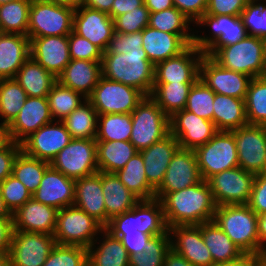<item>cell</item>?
I'll return each mask as SVG.
<instances>
[{"label": "cell", "mask_w": 266, "mask_h": 266, "mask_svg": "<svg viewBox=\"0 0 266 266\" xmlns=\"http://www.w3.org/2000/svg\"><path fill=\"white\" fill-rule=\"evenodd\" d=\"M160 201L168 228L212 221L217 207L209 184L203 179L193 186L165 194Z\"/></svg>", "instance_id": "cell-1"}, {"label": "cell", "mask_w": 266, "mask_h": 266, "mask_svg": "<svg viewBox=\"0 0 266 266\" xmlns=\"http://www.w3.org/2000/svg\"><path fill=\"white\" fill-rule=\"evenodd\" d=\"M101 71L106 79L132 86L145 96L153 91L155 65L142 47L126 54L103 53Z\"/></svg>", "instance_id": "cell-2"}, {"label": "cell", "mask_w": 266, "mask_h": 266, "mask_svg": "<svg viewBox=\"0 0 266 266\" xmlns=\"http://www.w3.org/2000/svg\"><path fill=\"white\" fill-rule=\"evenodd\" d=\"M213 220L243 253L260 254L258 215L247 205H220Z\"/></svg>", "instance_id": "cell-3"}, {"label": "cell", "mask_w": 266, "mask_h": 266, "mask_svg": "<svg viewBox=\"0 0 266 266\" xmlns=\"http://www.w3.org/2000/svg\"><path fill=\"white\" fill-rule=\"evenodd\" d=\"M210 57L223 68L251 78L266 74V50L262 38L247 35L235 44L218 48Z\"/></svg>", "instance_id": "cell-4"}, {"label": "cell", "mask_w": 266, "mask_h": 266, "mask_svg": "<svg viewBox=\"0 0 266 266\" xmlns=\"http://www.w3.org/2000/svg\"><path fill=\"white\" fill-rule=\"evenodd\" d=\"M75 8L51 1L31 0L27 36L69 35L73 31Z\"/></svg>", "instance_id": "cell-5"}, {"label": "cell", "mask_w": 266, "mask_h": 266, "mask_svg": "<svg viewBox=\"0 0 266 266\" xmlns=\"http://www.w3.org/2000/svg\"><path fill=\"white\" fill-rule=\"evenodd\" d=\"M131 116L130 142L139 152L170 133L169 117L150 96L143 98Z\"/></svg>", "instance_id": "cell-6"}, {"label": "cell", "mask_w": 266, "mask_h": 266, "mask_svg": "<svg viewBox=\"0 0 266 266\" xmlns=\"http://www.w3.org/2000/svg\"><path fill=\"white\" fill-rule=\"evenodd\" d=\"M194 151L201 178L205 181L224 170L239 167L232 131H218L206 144L197 147Z\"/></svg>", "instance_id": "cell-7"}, {"label": "cell", "mask_w": 266, "mask_h": 266, "mask_svg": "<svg viewBox=\"0 0 266 266\" xmlns=\"http://www.w3.org/2000/svg\"><path fill=\"white\" fill-rule=\"evenodd\" d=\"M104 227L76 206L58 210L54 238L56 244L76 245L89 248L95 244L96 234L102 233Z\"/></svg>", "instance_id": "cell-8"}, {"label": "cell", "mask_w": 266, "mask_h": 266, "mask_svg": "<svg viewBox=\"0 0 266 266\" xmlns=\"http://www.w3.org/2000/svg\"><path fill=\"white\" fill-rule=\"evenodd\" d=\"M145 95L138 89L101 76L87 98L98 115L131 114Z\"/></svg>", "instance_id": "cell-9"}, {"label": "cell", "mask_w": 266, "mask_h": 266, "mask_svg": "<svg viewBox=\"0 0 266 266\" xmlns=\"http://www.w3.org/2000/svg\"><path fill=\"white\" fill-rule=\"evenodd\" d=\"M50 165L73 180L98 172L97 141L95 139H72L56 155Z\"/></svg>", "instance_id": "cell-10"}, {"label": "cell", "mask_w": 266, "mask_h": 266, "mask_svg": "<svg viewBox=\"0 0 266 266\" xmlns=\"http://www.w3.org/2000/svg\"><path fill=\"white\" fill-rule=\"evenodd\" d=\"M197 24H207L212 28V37L194 35L193 45L206 56H211L218 48L235 44L248 35L240 16L204 14Z\"/></svg>", "instance_id": "cell-11"}, {"label": "cell", "mask_w": 266, "mask_h": 266, "mask_svg": "<svg viewBox=\"0 0 266 266\" xmlns=\"http://www.w3.org/2000/svg\"><path fill=\"white\" fill-rule=\"evenodd\" d=\"M254 178V174L235 167L211 176L207 183L216 206L238 205L248 203Z\"/></svg>", "instance_id": "cell-12"}, {"label": "cell", "mask_w": 266, "mask_h": 266, "mask_svg": "<svg viewBox=\"0 0 266 266\" xmlns=\"http://www.w3.org/2000/svg\"><path fill=\"white\" fill-rule=\"evenodd\" d=\"M232 132L239 167L254 175L266 172V126L247 124Z\"/></svg>", "instance_id": "cell-13"}, {"label": "cell", "mask_w": 266, "mask_h": 266, "mask_svg": "<svg viewBox=\"0 0 266 266\" xmlns=\"http://www.w3.org/2000/svg\"><path fill=\"white\" fill-rule=\"evenodd\" d=\"M55 245L53 235L13 231L8 253L11 266H42Z\"/></svg>", "instance_id": "cell-14"}, {"label": "cell", "mask_w": 266, "mask_h": 266, "mask_svg": "<svg viewBox=\"0 0 266 266\" xmlns=\"http://www.w3.org/2000/svg\"><path fill=\"white\" fill-rule=\"evenodd\" d=\"M72 140L62 121L49 122L25 138L21 150L34 158L51 163Z\"/></svg>", "instance_id": "cell-15"}, {"label": "cell", "mask_w": 266, "mask_h": 266, "mask_svg": "<svg viewBox=\"0 0 266 266\" xmlns=\"http://www.w3.org/2000/svg\"><path fill=\"white\" fill-rule=\"evenodd\" d=\"M199 79L215 93L245 100L252 78L223 68L210 56L204 54L199 66Z\"/></svg>", "instance_id": "cell-16"}, {"label": "cell", "mask_w": 266, "mask_h": 266, "mask_svg": "<svg viewBox=\"0 0 266 266\" xmlns=\"http://www.w3.org/2000/svg\"><path fill=\"white\" fill-rule=\"evenodd\" d=\"M202 180L194 150L178 148L173 154L161 185L155 190V199L165 194L193 186Z\"/></svg>", "instance_id": "cell-17"}, {"label": "cell", "mask_w": 266, "mask_h": 266, "mask_svg": "<svg viewBox=\"0 0 266 266\" xmlns=\"http://www.w3.org/2000/svg\"><path fill=\"white\" fill-rule=\"evenodd\" d=\"M169 124L170 133L177 139L179 147L190 150L206 144L218 132L214 122L185 109L174 113Z\"/></svg>", "instance_id": "cell-18"}, {"label": "cell", "mask_w": 266, "mask_h": 266, "mask_svg": "<svg viewBox=\"0 0 266 266\" xmlns=\"http://www.w3.org/2000/svg\"><path fill=\"white\" fill-rule=\"evenodd\" d=\"M203 55V51L191 44L179 55L158 62L155 64L154 83L196 82Z\"/></svg>", "instance_id": "cell-19"}, {"label": "cell", "mask_w": 266, "mask_h": 266, "mask_svg": "<svg viewBox=\"0 0 266 266\" xmlns=\"http://www.w3.org/2000/svg\"><path fill=\"white\" fill-rule=\"evenodd\" d=\"M73 31L105 52L115 32L114 20L107 13L80 5L75 8Z\"/></svg>", "instance_id": "cell-20"}, {"label": "cell", "mask_w": 266, "mask_h": 266, "mask_svg": "<svg viewBox=\"0 0 266 266\" xmlns=\"http://www.w3.org/2000/svg\"><path fill=\"white\" fill-rule=\"evenodd\" d=\"M30 57L57 78L71 60L68 35L31 38Z\"/></svg>", "instance_id": "cell-21"}, {"label": "cell", "mask_w": 266, "mask_h": 266, "mask_svg": "<svg viewBox=\"0 0 266 266\" xmlns=\"http://www.w3.org/2000/svg\"><path fill=\"white\" fill-rule=\"evenodd\" d=\"M194 42L193 34H171L152 27L142 30V48L154 65L179 55Z\"/></svg>", "instance_id": "cell-22"}, {"label": "cell", "mask_w": 266, "mask_h": 266, "mask_svg": "<svg viewBox=\"0 0 266 266\" xmlns=\"http://www.w3.org/2000/svg\"><path fill=\"white\" fill-rule=\"evenodd\" d=\"M54 121L47 97H27L15 120L7 127L8 139L21 143L43 125Z\"/></svg>", "instance_id": "cell-23"}, {"label": "cell", "mask_w": 266, "mask_h": 266, "mask_svg": "<svg viewBox=\"0 0 266 266\" xmlns=\"http://www.w3.org/2000/svg\"><path fill=\"white\" fill-rule=\"evenodd\" d=\"M171 248L193 266H213V258L202 237L201 225H179L169 227Z\"/></svg>", "instance_id": "cell-24"}, {"label": "cell", "mask_w": 266, "mask_h": 266, "mask_svg": "<svg viewBox=\"0 0 266 266\" xmlns=\"http://www.w3.org/2000/svg\"><path fill=\"white\" fill-rule=\"evenodd\" d=\"M58 209L29 199L14 213V231L44 233L54 235L56 229Z\"/></svg>", "instance_id": "cell-25"}, {"label": "cell", "mask_w": 266, "mask_h": 266, "mask_svg": "<svg viewBox=\"0 0 266 266\" xmlns=\"http://www.w3.org/2000/svg\"><path fill=\"white\" fill-rule=\"evenodd\" d=\"M75 180L68 178L51 165L46 169L32 198L45 205L62 209L74 205Z\"/></svg>", "instance_id": "cell-26"}, {"label": "cell", "mask_w": 266, "mask_h": 266, "mask_svg": "<svg viewBox=\"0 0 266 266\" xmlns=\"http://www.w3.org/2000/svg\"><path fill=\"white\" fill-rule=\"evenodd\" d=\"M74 206L106 227V208L102 191V172L75 180Z\"/></svg>", "instance_id": "cell-27"}, {"label": "cell", "mask_w": 266, "mask_h": 266, "mask_svg": "<svg viewBox=\"0 0 266 266\" xmlns=\"http://www.w3.org/2000/svg\"><path fill=\"white\" fill-rule=\"evenodd\" d=\"M179 148L177 139L169 133L163 139L140 151L148 183L156 190L162 183L173 154Z\"/></svg>", "instance_id": "cell-28"}, {"label": "cell", "mask_w": 266, "mask_h": 266, "mask_svg": "<svg viewBox=\"0 0 266 266\" xmlns=\"http://www.w3.org/2000/svg\"><path fill=\"white\" fill-rule=\"evenodd\" d=\"M101 62L71 59L57 77V81L63 86L81 93L87 99L102 76Z\"/></svg>", "instance_id": "cell-29"}, {"label": "cell", "mask_w": 266, "mask_h": 266, "mask_svg": "<svg viewBox=\"0 0 266 266\" xmlns=\"http://www.w3.org/2000/svg\"><path fill=\"white\" fill-rule=\"evenodd\" d=\"M30 57V39L17 33L0 32V79L15 78Z\"/></svg>", "instance_id": "cell-30"}, {"label": "cell", "mask_w": 266, "mask_h": 266, "mask_svg": "<svg viewBox=\"0 0 266 266\" xmlns=\"http://www.w3.org/2000/svg\"><path fill=\"white\" fill-rule=\"evenodd\" d=\"M102 191L106 208V226L113 217L131 210L140 201L115 173L102 172Z\"/></svg>", "instance_id": "cell-31"}, {"label": "cell", "mask_w": 266, "mask_h": 266, "mask_svg": "<svg viewBox=\"0 0 266 266\" xmlns=\"http://www.w3.org/2000/svg\"><path fill=\"white\" fill-rule=\"evenodd\" d=\"M213 122L218 131H232L248 124L245 100L215 93Z\"/></svg>", "instance_id": "cell-32"}, {"label": "cell", "mask_w": 266, "mask_h": 266, "mask_svg": "<svg viewBox=\"0 0 266 266\" xmlns=\"http://www.w3.org/2000/svg\"><path fill=\"white\" fill-rule=\"evenodd\" d=\"M16 81L29 97H47L57 78L29 57L18 70Z\"/></svg>", "instance_id": "cell-33"}, {"label": "cell", "mask_w": 266, "mask_h": 266, "mask_svg": "<svg viewBox=\"0 0 266 266\" xmlns=\"http://www.w3.org/2000/svg\"><path fill=\"white\" fill-rule=\"evenodd\" d=\"M201 232L214 264L233 261L244 254L214 220L202 223Z\"/></svg>", "instance_id": "cell-34"}, {"label": "cell", "mask_w": 266, "mask_h": 266, "mask_svg": "<svg viewBox=\"0 0 266 266\" xmlns=\"http://www.w3.org/2000/svg\"><path fill=\"white\" fill-rule=\"evenodd\" d=\"M138 152L130 141H97L99 172L116 173Z\"/></svg>", "instance_id": "cell-35"}, {"label": "cell", "mask_w": 266, "mask_h": 266, "mask_svg": "<svg viewBox=\"0 0 266 266\" xmlns=\"http://www.w3.org/2000/svg\"><path fill=\"white\" fill-rule=\"evenodd\" d=\"M102 233L105 239L100 246L95 249L92 244L88 248V266H129L130 256L120 239L105 228Z\"/></svg>", "instance_id": "cell-36"}, {"label": "cell", "mask_w": 266, "mask_h": 266, "mask_svg": "<svg viewBox=\"0 0 266 266\" xmlns=\"http://www.w3.org/2000/svg\"><path fill=\"white\" fill-rule=\"evenodd\" d=\"M195 82L154 83L150 97L170 118L185 109L189 91Z\"/></svg>", "instance_id": "cell-37"}, {"label": "cell", "mask_w": 266, "mask_h": 266, "mask_svg": "<svg viewBox=\"0 0 266 266\" xmlns=\"http://www.w3.org/2000/svg\"><path fill=\"white\" fill-rule=\"evenodd\" d=\"M119 180L140 200L155 198V189L148 183L144 161L140 152L115 173Z\"/></svg>", "instance_id": "cell-38"}, {"label": "cell", "mask_w": 266, "mask_h": 266, "mask_svg": "<svg viewBox=\"0 0 266 266\" xmlns=\"http://www.w3.org/2000/svg\"><path fill=\"white\" fill-rule=\"evenodd\" d=\"M62 122L72 139H96L98 113L88 99Z\"/></svg>", "instance_id": "cell-39"}, {"label": "cell", "mask_w": 266, "mask_h": 266, "mask_svg": "<svg viewBox=\"0 0 266 266\" xmlns=\"http://www.w3.org/2000/svg\"><path fill=\"white\" fill-rule=\"evenodd\" d=\"M27 93L15 78L0 79V117L8 127L18 116L27 99Z\"/></svg>", "instance_id": "cell-40"}, {"label": "cell", "mask_w": 266, "mask_h": 266, "mask_svg": "<svg viewBox=\"0 0 266 266\" xmlns=\"http://www.w3.org/2000/svg\"><path fill=\"white\" fill-rule=\"evenodd\" d=\"M137 224V230L144 234L160 236L169 233L161 201L155 198L137 203Z\"/></svg>", "instance_id": "cell-41"}, {"label": "cell", "mask_w": 266, "mask_h": 266, "mask_svg": "<svg viewBox=\"0 0 266 266\" xmlns=\"http://www.w3.org/2000/svg\"><path fill=\"white\" fill-rule=\"evenodd\" d=\"M49 166V162L31 157L21 150L15 158L12 175L33 194Z\"/></svg>", "instance_id": "cell-42"}, {"label": "cell", "mask_w": 266, "mask_h": 266, "mask_svg": "<svg viewBox=\"0 0 266 266\" xmlns=\"http://www.w3.org/2000/svg\"><path fill=\"white\" fill-rule=\"evenodd\" d=\"M31 0H16L0 5V32L27 36Z\"/></svg>", "instance_id": "cell-43"}, {"label": "cell", "mask_w": 266, "mask_h": 266, "mask_svg": "<svg viewBox=\"0 0 266 266\" xmlns=\"http://www.w3.org/2000/svg\"><path fill=\"white\" fill-rule=\"evenodd\" d=\"M98 124L96 141H130L131 114L98 115Z\"/></svg>", "instance_id": "cell-44"}, {"label": "cell", "mask_w": 266, "mask_h": 266, "mask_svg": "<svg viewBox=\"0 0 266 266\" xmlns=\"http://www.w3.org/2000/svg\"><path fill=\"white\" fill-rule=\"evenodd\" d=\"M245 107L248 124L266 126V76L251 79Z\"/></svg>", "instance_id": "cell-45"}, {"label": "cell", "mask_w": 266, "mask_h": 266, "mask_svg": "<svg viewBox=\"0 0 266 266\" xmlns=\"http://www.w3.org/2000/svg\"><path fill=\"white\" fill-rule=\"evenodd\" d=\"M82 97L86 99L81 93L65 87L57 81L47 95L53 120L59 117V121H63L84 102L81 101Z\"/></svg>", "instance_id": "cell-46"}, {"label": "cell", "mask_w": 266, "mask_h": 266, "mask_svg": "<svg viewBox=\"0 0 266 266\" xmlns=\"http://www.w3.org/2000/svg\"><path fill=\"white\" fill-rule=\"evenodd\" d=\"M171 236L164 233L153 237L144 246V251L130 256L129 266H163L165 255L171 248Z\"/></svg>", "instance_id": "cell-47"}, {"label": "cell", "mask_w": 266, "mask_h": 266, "mask_svg": "<svg viewBox=\"0 0 266 266\" xmlns=\"http://www.w3.org/2000/svg\"><path fill=\"white\" fill-rule=\"evenodd\" d=\"M215 92L198 79L189 91L185 110L213 122Z\"/></svg>", "instance_id": "cell-48"}, {"label": "cell", "mask_w": 266, "mask_h": 266, "mask_svg": "<svg viewBox=\"0 0 266 266\" xmlns=\"http://www.w3.org/2000/svg\"><path fill=\"white\" fill-rule=\"evenodd\" d=\"M191 21L176 7L160 12H150L149 27L171 34H191L189 23Z\"/></svg>", "instance_id": "cell-49"}, {"label": "cell", "mask_w": 266, "mask_h": 266, "mask_svg": "<svg viewBox=\"0 0 266 266\" xmlns=\"http://www.w3.org/2000/svg\"><path fill=\"white\" fill-rule=\"evenodd\" d=\"M42 266H88V249L56 244Z\"/></svg>", "instance_id": "cell-50"}, {"label": "cell", "mask_w": 266, "mask_h": 266, "mask_svg": "<svg viewBox=\"0 0 266 266\" xmlns=\"http://www.w3.org/2000/svg\"><path fill=\"white\" fill-rule=\"evenodd\" d=\"M0 193L11 213L32 198V193L12 174L0 183Z\"/></svg>", "instance_id": "cell-51"}, {"label": "cell", "mask_w": 266, "mask_h": 266, "mask_svg": "<svg viewBox=\"0 0 266 266\" xmlns=\"http://www.w3.org/2000/svg\"><path fill=\"white\" fill-rule=\"evenodd\" d=\"M240 17L248 35L266 38V4L249 1Z\"/></svg>", "instance_id": "cell-52"}, {"label": "cell", "mask_w": 266, "mask_h": 266, "mask_svg": "<svg viewBox=\"0 0 266 266\" xmlns=\"http://www.w3.org/2000/svg\"><path fill=\"white\" fill-rule=\"evenodd\" d=\"M149 9L143 4L114 19L115 32L123 34L142 31L149 24Z\"/></svg>", "instance_id": "cell-53"}, {"label": "cell", "mask_w": 266, "mask_h": 266, "mask_svg": "<svg viewBox=\"0 0 266 266\" xmlns=\"http://www.w3.org/2000/svg\"><path fill=\"white\" fill-rule=\"evenodd\" d=\"M70 57L73 60L102 61L103 51L88 39L72 31L68 35Z\"/></svg>", "instance_id": "cell-54"}, {"label": "cell", "mask_w": 266, "mask_h": 266, "mask_svg": "<svg viewBox=\"0 0 266 266\" xmlns=\"http://www.w3.org/2000/svg\"><path fill=\"white\" fill-rule=\"evenodd\" d=\"M142 47V31L123 34L114 32L109 45L103 53H128L129 51H139Z\"/></svg>", "instance_id": "cell-55"}, {"label": "cell", "mask_w": 266, "mask_h": 266, "mask_svg": "<svg viewBox=\"0 0 266 266\" xmlns=\"http://www.w3.org/2000/svg\"><path fill=\"white\" fill-rule=\"evenodd\" d=\"M137 204L129 211L113 217L105 229L110 233L137 232Z\"/></svg>", "instance_id": "cell-56"}, {"label": "cell", "mask_w": 266, "mask_h": 266, "mask_svg": "<svg viewBox=\"0 0 266 266\" xmlns=\"http://www.w3.org/2000/svg\"><path fill=\"white\" fill-rule=\"evenodd\" d=\"M247 205L257 215L266 213V172L255 175Z\"/></svg>", "instance_id": "cell-57"}, {"label": "cell", "mask_w": 266, "mask_h": 266, "mask_svg": "<svg viewBox=\"0 0 266 266\" xmlns=\"http://www.w3.org/2000/svg\"><path fill=\"white\" fill-rule=\"evenodd\" d=\"M248 0H208L205 14L240 16Z\"/></svg>", "instance_id": "cell-58"}, {"label": "cell", "mask_w": 266, "mask_h": 266, "mask_svg": "<svg viewBox=\"0 0 266 266\" xmlns=\"http://www.w3.org/2000/svg\"><path fill=\"white\" fill-rule=\"evenodd\" d=\"M20 151L21 144L12 140L0 147V183L12 174L15 158Z\"/></svg>", "instance_id": "cell-59"}, {"label": "cell", "mask_w": 266, "mask_h": 266, "mask_svg": "<svg viewBox=\"0 0 266 266\" xmlns=\"http://www.w3.org/2000/svg\"><path fill=\"white\" fill-rule=\"evenodd\" d=\"M113 236L118 237L125 247L129 256L135 255L144 251V246L155 236L148 235L140 232L132 233H111Z\"/></svg>", "instance_id": "cell-60"}, {"label": "cell", "mask_w": 266, "mask_h": 266, "mask_svg": "<svg viewBox=\"0 0 266 266\" xmlns=\"http://www.w3.org/2000/svg\"><path fill=\"white\" fill-rule=\"evenodd\" d=\"M173 4L191 22L196 23L206 13L208 0H173Z\"/></svg>", "instance_id": "cell-61"}, {"label": "cell", "mask_w": 266, "mask_h": 266, "mask_svg": "<svg viewBox=\"0 0 266 266\" xmlns=\"http://www.w3.org/2000/svg\"><path fill=\"white\" fill-rule=\"evenodd\" d=\"M266 256L260 254H248L244 253L241 257L236 260L217 263L213 266H265Z\"/></svg>", "instance_id": "cell-62"}, {"label": "cell", "mask_w": 266, "mask_h": 266, "mask_svg": "<svg viewBox=\"0 0 266 266\" xmlns=\"http://www.w3.org/2000/svg\"><path fill=\"white\" fill-rule=\"evenodd\" d=\"M13 231V218H0V254L9 253Z\"/></svg>", "instance_id": "cell-63"}, {"label": "cell", "mask_w": 266, "mask_h": 266, "mask_svg": "<svg viewBox=\"0 0 266 266\" xmlns=\"http://www.w3.org/2000/svg\"><path fill=\"white\" fill-rule=\"evenodd\" d=\"M144 4V0H114L109 16L114 20L117 16L134 10Z\"/></svg>", "instance_id": "cell-64"}, {"label": "cell", "mask_w": 266, "mask_h": 266, "mask_svg": "<svg viewBox=\"0 0 266 266\" xmlns=\"http://www.w3.org/2000/svg\"><path fill=\"white\" fill-rule=\"evenodd\" d=\"M163 266H193L172 248L166 253Z\"/></svg>", "instance_id": "cell-65"}, {"label": "cell", "mask_w": 266, "mask_h": 266, "mask_svg": "<svg viewBox=\"0 0 266 266\" xmlns=\"http://www.w3.org/2000/svg\"><path fill=\"white\" fill-rule=\"evenodd\" d=\"M114 0H83L84 6L109 14Z\"/></svg>", "instance_id": "cell-66"}, {"label": "cell", "mask_w": 266, "mask_h": 266, "mask_svg": "<svg viewBox=\"0 0 266 266\" xmlns=\"http://www.w3.org/2000/svg\"><path fill=\"white\" fill-rule=\"evenodd\" d=\"M149 12H160L174 7L173 0H144Z\"/></svg>", "instance_id": "cell-67"}, {"label": "cell", "mask_w": 266, "mask_h": 266, "mask_svg": "<svg viewBox=\"0 0 266 266\" xmlns=\"http://www.w3.org/2000/svg\"><path fill=\"white\" fill-rule=\"evenodd\" d=\"M258 235L260 242V255L266 256V213L258 215Z\"/></svg>", "instance_id": "cell-68"}, {"label": "cell", "mask_w": 266, "mask_h": 266, "mask_svg": "<svg viewBox=\"0 0 266 266\" xmlns=\"http://www.w3.org/2000/svg\"><path fill=\"white\" fill-rule=\"evenodd\" d=\"M0 218H12V213L6 207L4 200L0 193Z\"/></svg>", "instance_id": "cell-69"}, {"label": "cell", "mask_w": 266, "mask_h": 266, "mask_svg": "<svg viewBox=\"0 0 266 266\" xmlns=\"http://www.w3.org/2000/svg\"><path fill=\"white\" fill-rule=\"evenodd\" d=\"M43 1H51L59 4H65L72 6L74 8L83 4V0H43Z\"/></svg>", "instance_id": "cell-70"}, {"label": "cell", "mask_w": 266, "mask_h": 266, "mask_svg": "<svg viewBox=\"0 0 266 266\" xmlns=\"http://www.w3.org/2000/svg\"><path fill=\"white\" fill-rule=\"evenodd\" d=\"M7 127L0 124V147L3 146L8 141Z\"/></svg>", "instance_id": "cell-71"}, {"label": "cell", "mask_w": 266, "mask_h": 266, "mask_svg": "<svg viewBox=\"0 0 266 266\" xmlns=\"http://www.w3.org/2000/svg\"><path fill=\"white\" fill-rule=\"evenodd\" d=\"M0 266H11V261L8 253L0 254Z\"/></svg>", "instance_id": "cell-72"}, {"label": "cell", "mask_w": 266, "mask_h": 266, "mask_svg": "<svg viewBox=\"0 0 266 266\" xmlns=\"http://www.w3.org/2000/svg\"><path fill=\"white\" fill-rule=\"evenodd\" d=\"M12 1H16V0H0V5L6 4V3H9V2H12Z\"/></svg>", "instance_id": "cell-73"}, {"label": "cell", "mask_w": 266, "mask_h": 266, "mask_svg": "<svg viewBox=\"0 0 266 266\" xmlns=\"http://www.w3.org/2000/svg\"><path fill=\"white\" fill-rule=\"evenodd\" d=\"M248 1H251V2H257V1H259V0H248ZM264 1V0H263ZM266 1V0H265Z\"/></svg>", "instance_id": "cell-74"}]
</instances>
